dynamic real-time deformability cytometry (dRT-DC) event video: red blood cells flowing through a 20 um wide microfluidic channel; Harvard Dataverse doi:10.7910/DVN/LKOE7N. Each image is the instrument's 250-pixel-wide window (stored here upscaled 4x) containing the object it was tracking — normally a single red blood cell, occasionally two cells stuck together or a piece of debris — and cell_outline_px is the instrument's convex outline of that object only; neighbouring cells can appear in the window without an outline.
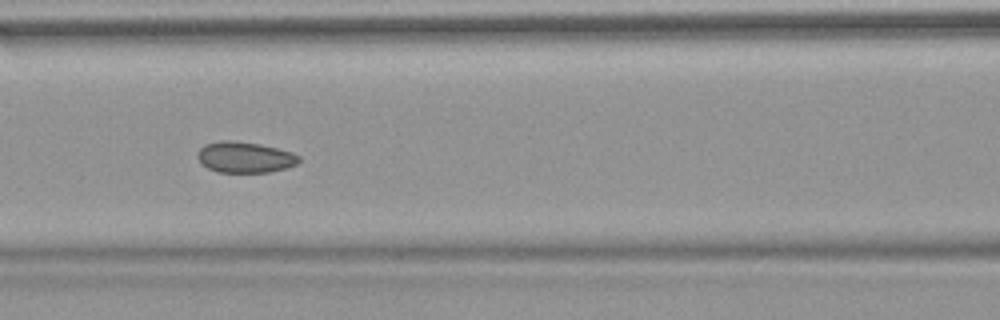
{"species": "common noctule bat (a hibernating species)", "species_latin": "Nyctalus noctula", "temperature_condition": "warm", "stored_images_in_passage": 54, "camera_frame_rate_fps": 3000, "um_per_image_px": 0.085, "animal": {"sex": "female", "body_mass_g": 18.4}, "frame": {"image": 1, "passage_image": 24, "time_ms": 7.667, "image_size_px": [1000, 320], "cell_outline_px": [[300, 160], [296, 164], [284, 168], [268, 172], [216, 172], [200, 164], [196, 156], [196, 152], [204, 144], [220, 140], [228, 140], [260, 144], [292, 152], [300, 156]], "centroid_in_image_um": [20.75, 13.36], "position_along_channel_um": 145.9, "area_um2": 18.38}, "authors_computed_cell_mechanics": {"area_um2": 19.074, "velocity_mm_per_s": 3.8056, "shape_relaxation_time_tau1_ms": 3.9414, "shape_relaxation_time_tau2_ms": 5.6739, "deformation_change_tau1": 0.0603, "deformation_change_tau2": 0.0885}}